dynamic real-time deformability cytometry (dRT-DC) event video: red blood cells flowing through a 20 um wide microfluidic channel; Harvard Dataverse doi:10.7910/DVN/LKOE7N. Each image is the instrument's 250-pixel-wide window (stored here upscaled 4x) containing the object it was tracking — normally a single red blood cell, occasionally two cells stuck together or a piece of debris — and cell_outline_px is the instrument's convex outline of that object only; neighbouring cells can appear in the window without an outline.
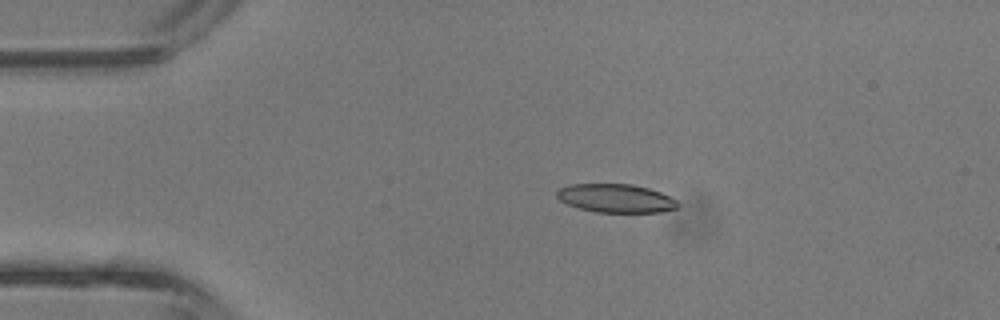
{"species": "common noctule bat (a hibernating species)", "species_latin": "Nyctalus noctula", "temperature_condition": "room temperature", "stored_images_in_passage": 2, "camera_frame_rate_fps": 3000, "um_per_image_px": 0.085, "animal": {"sex": "male", "body_mass_g": 13.3}, "frame": {"image": 1, "passage_image": 2, "time_ms": 0.333, "image_size_px": [1000, 320], "cell_outline_px": [[680, 204], [676, 208], [660, 212], [596, 212], [580, 208], [568, 204], [560, 200], [556, 196], [556, 192], [560, 188], [568, 184], [632, 184], [648, 188], [660, 192], [676, 200]], "centroid_in_image_um": [52.33, 16.85], "position_along_channel_um": 32.7, "area_um2": 20.0}}